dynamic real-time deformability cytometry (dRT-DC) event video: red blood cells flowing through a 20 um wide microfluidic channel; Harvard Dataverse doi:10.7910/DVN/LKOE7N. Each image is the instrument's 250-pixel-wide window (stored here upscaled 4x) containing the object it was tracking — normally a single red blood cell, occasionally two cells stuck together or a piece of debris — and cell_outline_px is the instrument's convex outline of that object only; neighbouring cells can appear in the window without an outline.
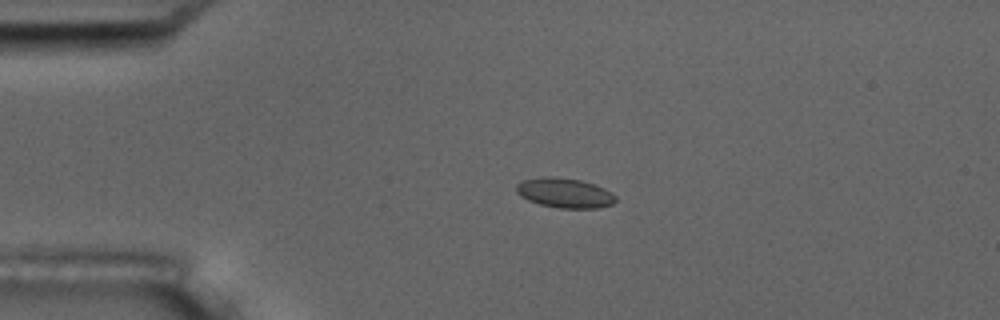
{"species": "common noctule bat (a hibernating species)", "species_latin": "Nyctalus noctula", "temperature_condition": "room temperature", "stored_images_in_passage": 5, "camera_frame_rate_fps": 3000, "um_per_image_px": 0.085, "animal": {"sex": "male", "body_mass_g": 17.5, "forearm_length_mm": 52.3}, "frame": {"image": 1, "passage_image": 4, "time_ms": 4.333, "image_size_px": [1000, 320], "cell_outline_px": [[616, 200], [612, 204], [600, 208], [560, 208], [540, 204], [528, 200], [520, 196], [516, 192], [516, 184], [524, 180], [540, 176], [556, 176], [580, 180], [604, 188], [612, 192], [616, 196]], "centroid_in_image_um": [47.99, 16.39], "position_along_channel_um": 37.0, "area_um2": 17.34}}